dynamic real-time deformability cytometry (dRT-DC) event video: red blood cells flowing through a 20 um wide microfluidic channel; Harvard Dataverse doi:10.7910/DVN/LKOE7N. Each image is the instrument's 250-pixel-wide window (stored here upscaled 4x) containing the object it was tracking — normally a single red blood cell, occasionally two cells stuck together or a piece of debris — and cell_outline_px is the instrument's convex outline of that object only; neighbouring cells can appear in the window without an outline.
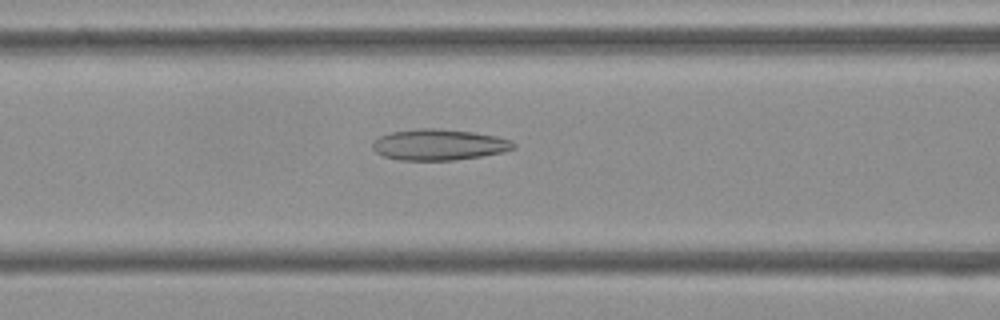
{"species": "Egyptian fruit bat (a non-hibernating species)", "species_latin": "Rousettus aegyptiacus", "temperature_condition": "cold", "stored_images_in_passage": 44, "camera_frame_rate_fps": 3000, "um_per_image_px": 0.085, "frame": {"image": 1, "passage_image": 13, "time_ms": 4.0, "image_size_px": [1000, 320], "cell_outline_px": [[516, 148], [504, 152], [480, 156], [452, 160], [400, 160], [384, 156], [376, 152], [372, 148], [372, 144], [380, 136], [392, 132], [416, 128], [440, 128], [472, 132], [496, 136], [512, 140], [516, 144]], "centroid_in_image_um": [37.34, 12.29], "position_along_channel_um": 129.3, "area_um2": 25.49}}
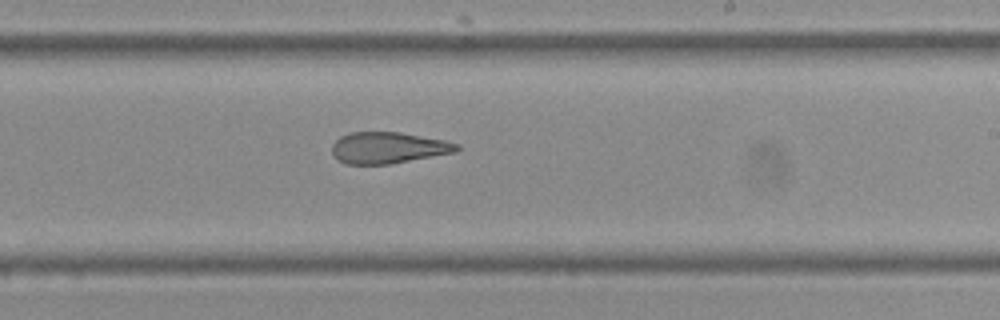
{"frame": {"image": 2, "passage_image": 23, "time_ms": 7.333, "image_size_px": [1000, 320], "cell_outline_px": [[460, 148], [456, 152], [388, 164], [344, 164], [332, 152], [332, 144], [340, 136], [348, 132], [400, 132], [444, 140], [460, 144]], "centroid_in_image_um": [33.0, 12.55], "position_along_channel_um": 256.0, "area_um2": 22.72}}
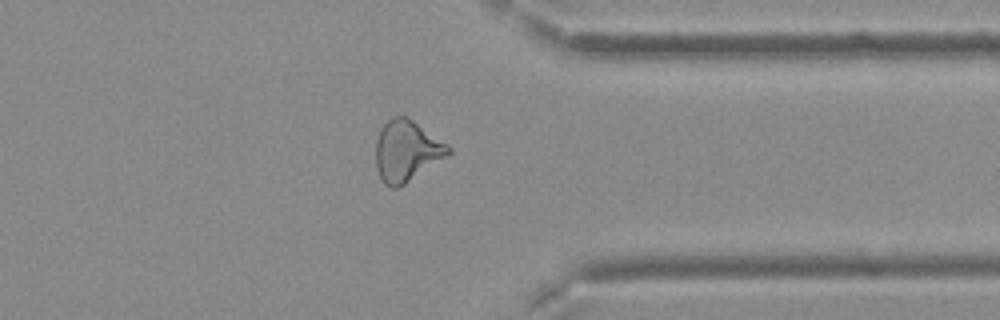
{"frame": {"image": 3, "passage_image": 33, "time_ms": 10.667, "image_size_px": [1000, 320], "cell_outline_px": [[452, 152], [448, 156], [404, 184], [396, 188], [392, 188], [384, 184], [376, 168], [376, 140], [380, 128], [392, 116], [408, 116], [448, 144], [452, 148]], "centroid_in_image_um": [34.57, 12.81], "position_along_channel_um": 376.8, "area_um2": 25.95}, "authors_computed_cell_mechanics": {"area_um2": 25.2586, "velocity_mm_per_s": 3.8041, "shape_relaxation_time_tau1_ms": null, "shape_relaxation_time_tau2_ms": 4.0335, "deformation_change_tau1": null, "deformation_change_tau2": 0.141}}